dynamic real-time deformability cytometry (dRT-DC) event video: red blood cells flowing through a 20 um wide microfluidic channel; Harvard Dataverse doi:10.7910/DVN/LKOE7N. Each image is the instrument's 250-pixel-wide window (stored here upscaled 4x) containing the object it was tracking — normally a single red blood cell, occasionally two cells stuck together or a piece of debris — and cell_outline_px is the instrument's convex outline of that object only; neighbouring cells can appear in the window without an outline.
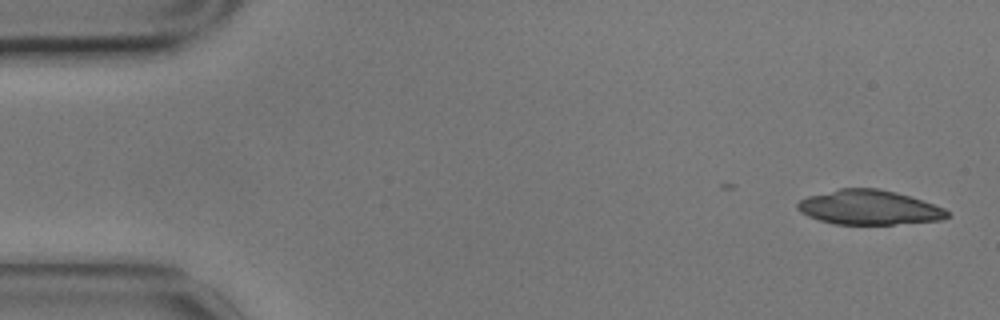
{"species": "common noctule bat (a hibernating species)", "species_latin": "Nyctalus noctula", "temperature_condition": "cold", "stored_images_in_passage": 43, "camera_frame_rate_fps": 3000, "um_per_image_px": 0.085, "animal": {"sex": "male", "body_mass_g": 17.9}, "frame": {"image": 1, "passage_image": 1, "time_ms": 0.0, "image_size_px": [1000, 320], "cell_outline_px": [[948, 216], [940, 220], [892, 224], [832, 224], [808, 216], [800, 212], [796, 208], [796, 204], [800, 200], [808, 196], [840, 188], [876, 188], [896, 192], [944, 208], [948, 212]], "centroid_in_image_um": [73.81, 17.63], "position_along_channel_um": 11.2, "area_um2": 29.82}}